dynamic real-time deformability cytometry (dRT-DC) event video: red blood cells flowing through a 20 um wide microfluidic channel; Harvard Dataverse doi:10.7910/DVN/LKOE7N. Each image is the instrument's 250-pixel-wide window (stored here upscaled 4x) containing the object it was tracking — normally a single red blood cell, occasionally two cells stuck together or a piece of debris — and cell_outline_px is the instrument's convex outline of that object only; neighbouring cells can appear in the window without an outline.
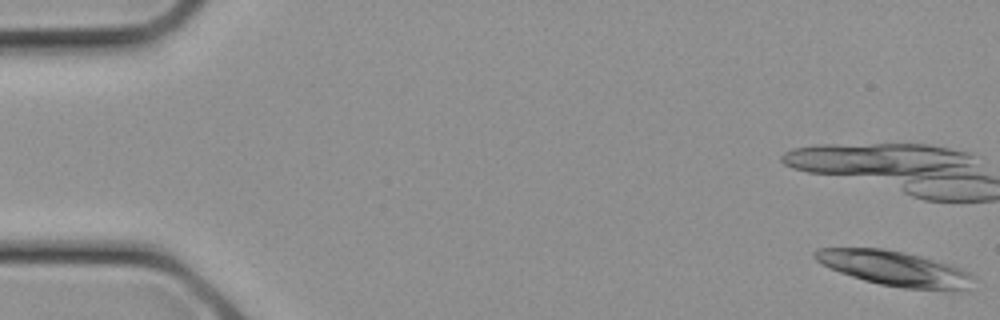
{"species": "common noctule bat (a hibernating species)", "species_latin": "Nyctalus noctula", "temperature_condition": "cold", "stored_images_in_passage": 8, "camera_frame_rate_fps": 3000, "um_per_image_px": 0.085, "animal": {"sex": "female", "body_mass_g": 21.9}, "frame": {"image": 1, "passage_image": 1, "time_ms": 0.0, "image_size_px": [1000, 320], "cell_outline_px": [[976, 280], [968, 288], [960, 292], [904, 288], [880, 284], [864, 280], [840, 272], [816, 260], [812, 256], [812, 252], [816, 248], [884, 248], [904, 252], [952, 264], [976, 276]], "centroid_in_image_um": [76.14, 22.83], "position_along_channel_um": 8.9, "area_um2": 32.66}}